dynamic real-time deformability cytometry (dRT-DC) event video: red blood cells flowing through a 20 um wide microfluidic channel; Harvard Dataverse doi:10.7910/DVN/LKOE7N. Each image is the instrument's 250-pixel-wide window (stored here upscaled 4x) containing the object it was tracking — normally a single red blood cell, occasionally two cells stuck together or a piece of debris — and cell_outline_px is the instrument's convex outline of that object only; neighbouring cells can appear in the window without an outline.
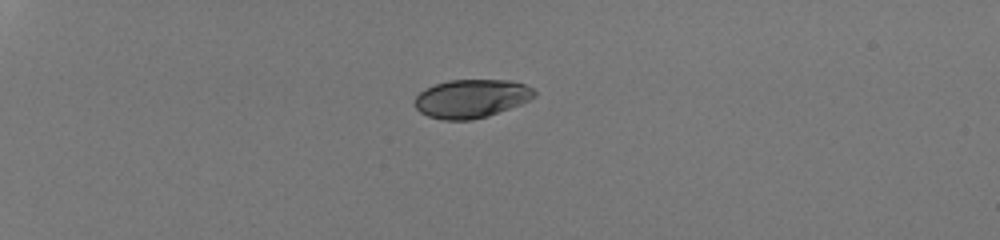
{"species": "human", "species_latin": "Homo sapiens", "temperature_condition": "room temperature", "stored_images_in_passage": 38, "camera_frame_rate_fps": 3000, "um_per_image_px": 0.085, "donor": {"sex": "male"}, "frame": {"image": 1, "passage_image": 1, "time_ms": 0.0, "image_size_px": [1000, 240], "cell_outline_px": [[536, 96], [520, 104], [488, 116], [472, 120], [444, 120], [428, 116], [420, 112], [416, 108], [416, 96], [424, 88], [448, 80], [512, 80], [524, 84], [532, 88], [536, 92]], "centroid_in_image_um": [40.07, 8.37], "position_along_channel_um": 44.9, "area_um2": 26.76}}
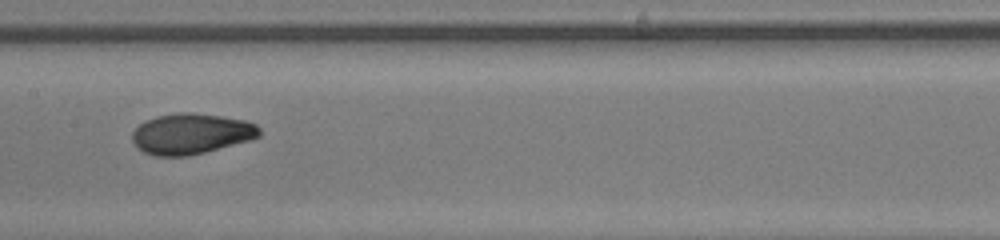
{"frame": {"image": 2, "passage_image": 17, "time_ms": 5.333, "image_size_px": [1000, 240], "cell_outline_px": [[260, 136], [252, 140], [188, 156], [156, 156], [144, 152], [136, 148], [132, 140], [132, 132], [144, 120], [156, 116], [180, 112], [192, 112], [220, 116], [244, 120], [256, 124], [260, 128]], "centroid_in_image_um": [16.23, 11.37], "position_along_channel_um": 191.2, "area_um2": 30.29}}
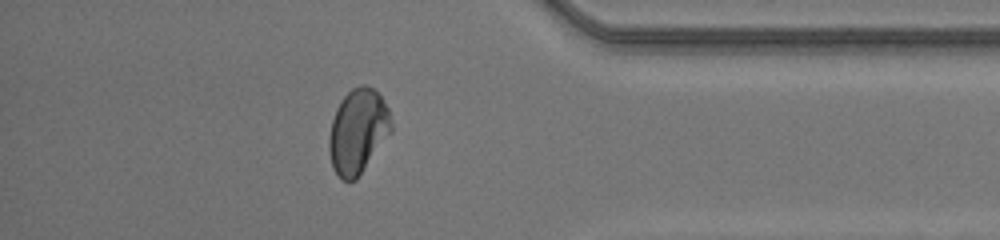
{"frame": {"image": 3, "passage_image": 33, "time_ms": 10.667, "image_size_px": [1000, 240], "cell_outline_px": [[392, 132], [356, 180], [344, 180], [332, 168], [328, 148], [328, 140], [332, 120], [336, 108], [340, 100], [352, 88], [360, 84], [364, 84], [380, 92], [388, 108], [392, 124]], "centroid_in_image_um": [30.43, 11.13], "position_along_channel_um": 404.8, "area_um2": 30.92}, "authors_computed_cell_mechanics": {"area_um2": 29.767, "velocity_mm_per_s": 4.2418, "shape_relaxation_time_tau1_ms": 3.146, "shape_relaxation_time_tau2_ms": 0.6949, "deformation_change_tau1": 0.1651, "deformation_change_tau2": 0.0422}}